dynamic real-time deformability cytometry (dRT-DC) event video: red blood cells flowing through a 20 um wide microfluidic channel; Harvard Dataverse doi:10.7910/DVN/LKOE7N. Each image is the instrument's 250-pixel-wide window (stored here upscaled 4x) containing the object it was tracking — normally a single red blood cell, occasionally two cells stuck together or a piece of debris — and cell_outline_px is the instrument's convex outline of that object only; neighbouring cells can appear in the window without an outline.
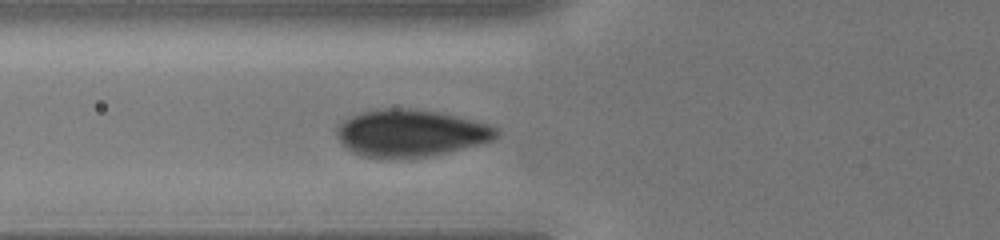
{"species": "human", "species_latin": "Homo sapiens", "temperature_condition": "cold", "stored_images_in_passage": 34, "segment_of_instrument_passage": [1, 2], "camera_frame_rate_fps": 3000, "um_per_image_px": 0.085, "donor": {"sex": "male"}, "frame": {"image": 1, "passage_image": 6, "time_ms": 1.667, "image_size_px": [1000, 240], "cell_outline_px": [[500, 136], [496, 140], [448, 152], [424, 156], [380, 160], [360, 156], [352, 152], [340, 140], [336, 132], [336, 128], [344, 120], [360, 112], [372, 108], [412, 108], [436, 112], [456, 116], [488, 124], [496, 128], [500, 132]], "centroid_in_image_um": [34.89, 11.32], "position_along_channel_um": 90.9, "area_um2": 44.22}}
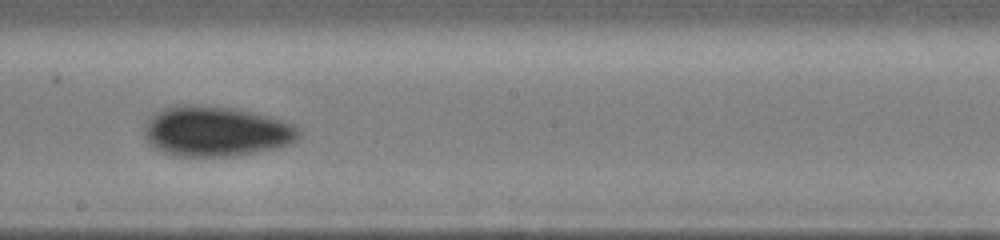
{"frame": {"image": 2, "passage_image": 15, "time_ms": 4.667, "image_size_px": [1000, 240], "cell_outline_px": [[300, 136], [296, 140], [288, 144], [276, 148], [236, 156], [172, 156], [160, 152], [152, 148], [144, 136], [144, 124], [156, 112], [164, 108], [184, 104], [196, 104], [232, 108], [252, 112], [268, 116], [296, 124], [300, 128]], "centroid_in_image_um": [18.34, 11.17], "position_along_channel_um": 229.9, "area_um2": 45.66}}
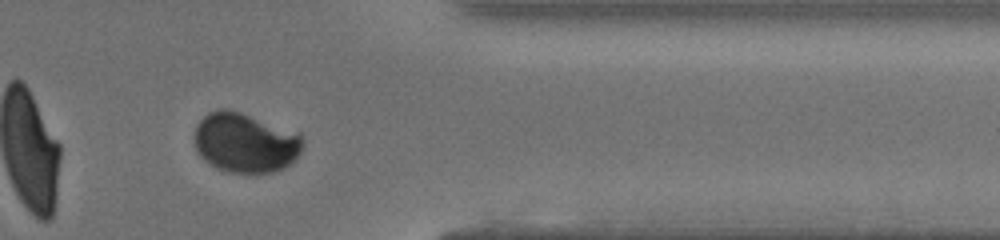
{"frame": {"image": 3, "passage_image": 26, "time_ms": 8.333, "image_size_px": [1000, 240], "cell_outline_px": [[304, 144], [300, 152], [284, 168], [272, 172], [228, 172], [204, 160], [200, 156], [196, 148], [196, 124], [208, 112], [220, 108], [228, 108], [300, 132]], "centroid_in_image_um": [20.86, 12.1], "position_along_channel_um": 390.5, "area_um2": 37.51}}